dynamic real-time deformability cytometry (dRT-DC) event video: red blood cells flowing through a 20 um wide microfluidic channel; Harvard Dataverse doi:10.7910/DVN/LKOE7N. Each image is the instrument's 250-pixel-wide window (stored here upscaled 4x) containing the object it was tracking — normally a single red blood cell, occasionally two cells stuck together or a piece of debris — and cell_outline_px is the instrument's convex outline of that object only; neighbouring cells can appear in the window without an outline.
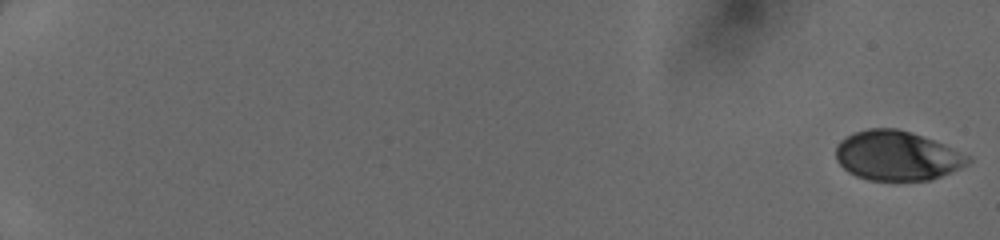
{"species": "human", "species_latin": "Homo sapiens", "temperature_condition": "cold", "stored_images_in_passage": 51, "camera_frame_rate_fps": 3000, "um_per_image_px": 0.085, "donor": {"sex": "female"}, "frame": {"image": 1, "passage_image": 1, "time_ms": 0.0, "image_size_px": [1000, 240], "cell_outline_px": [[972, 160], [968, 164], [932, 180], [868, 180], [856, 176], [848, 172], [836, 160], [836, 144], [840, 140], [856, 132], [868, 128], [896, 128], [932, 140], [968, 156]], "centroid_in_image_um": [76.19, 13.25], "position_along_channel_um": 8.8, "area_um2": 37.63}}
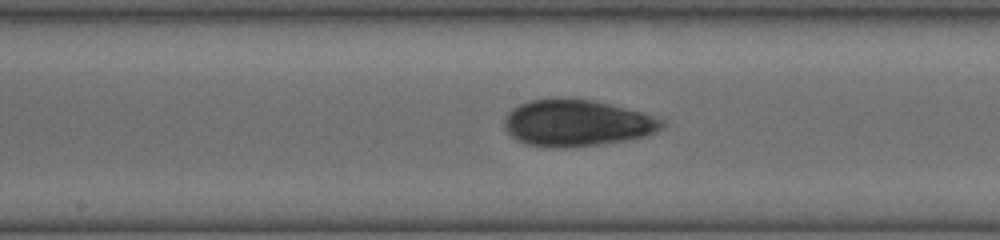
{"frame": {"image": 2, "passage_image": 30, "time_ms": 9.667, "image_size_px": [1000, 240], "cell_outline_px": [[668, 124], [664, 128], [648, 136], [628, 140], [600, 144], [564, 148], [552, 148], [524, 144], [516, 140], [504, 128], [504, 116], [512, 108], [528, 100], [552, 96], [568, 96], [596, 100], [644, 112], [668, 120]], "centroid_in_image_um": [49.07, 10.42], "position_along_channel_um": 199.1, "area_um2": 44.45}}
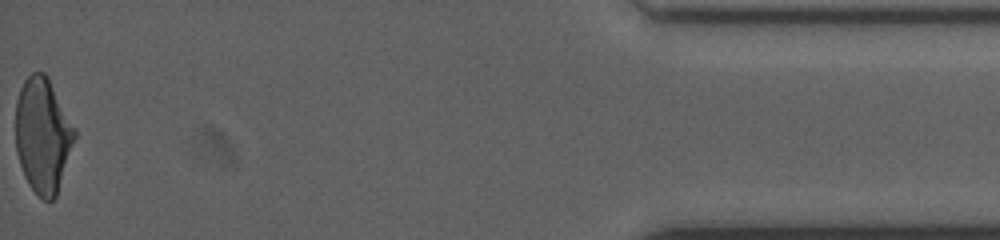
{"frame": {"image": 3, "passage_image": 51, "time_ms": 16.667, "image_size_px": [1000, 240], "cell_outline_px": [[76, 136], [56, 196], [52, 200], [44, 200], [28, 184], [24, 176], [16, 152], [16, 100], [20, 88], [24, 80], [32, 72], [44, 72], [48, 76], [76, 132]], "centroid_in_image_um": [3.62, 11.48], "position_along_channel_um": 431.6, "area_um2": 39.19}}